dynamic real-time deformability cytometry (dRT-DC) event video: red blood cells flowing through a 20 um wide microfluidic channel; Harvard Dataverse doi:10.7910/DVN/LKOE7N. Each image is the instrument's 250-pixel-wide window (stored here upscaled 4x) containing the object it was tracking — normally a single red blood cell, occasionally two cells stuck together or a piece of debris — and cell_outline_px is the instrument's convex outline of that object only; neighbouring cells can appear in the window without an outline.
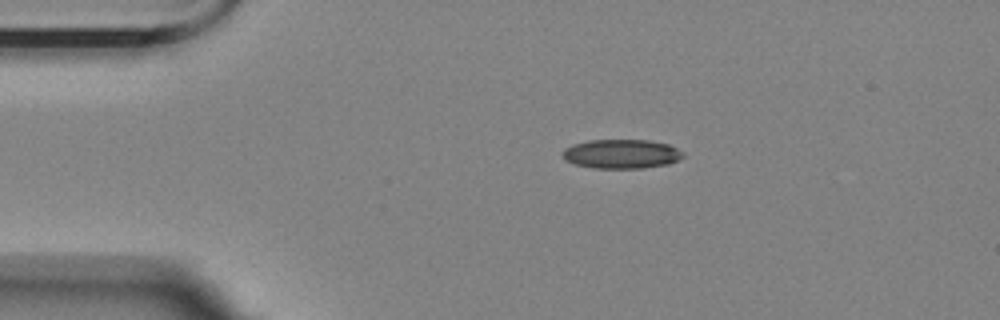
{"species": "Egyptian fruit bat (a non-hibernating species)", "species_latin": "Rousettus aegyptiacus", "temperature_condition": "room temperature", "stored_images_in_passage": 6, "camera_frame_rate_fps": 3000, "um_per_image_px": 0.085, "animal": {"sex": "female"}, "frame": {"image": 1, "passage_image": 1, "time_ms": 0.0, "image_size_px": [1000, 320], "cell_outline_px": [[684, 156], [668, 164], [644, 168], [592, 168], [576, 164], [564, 160], [560, 152], [564, 148], [572, 144], [588, 140], [648, 140], [668, 144], [684, 152]], "centroid_in_image_um": [52.78, 13.08], "position_along_channel_um": 32.2, "area_um2": 20.63}}
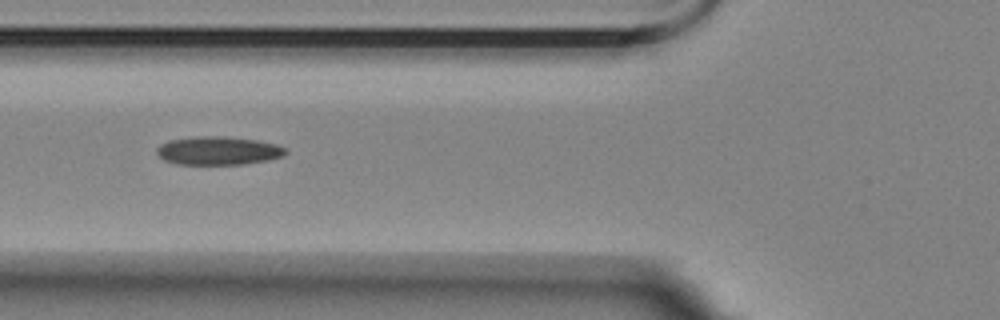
{"frame": {"image": 2, "passage_image": 4, "time_ms": 3.333, "image_size_px": [1000, 320], "cell_outline_px": [[288, 152], [284, 156], [268, 160], [244, 164], [180, 164], [164, 160], [156, 152], [156, 148], [160, 144], [168, 140], [196, 136], [224, 136], [256, 140], [276, 144], [288, 148]], "centroid_in_image_um": [18.58, 12.8], "position_along_channel_um": 107.2, "area_um2": 21.44}}
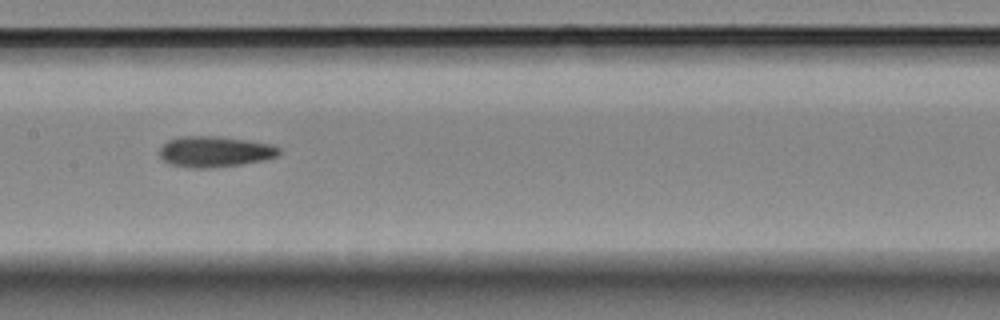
{"frame": {"image": 3, "passage_image": 6, "time_ms": 5.667, "image_size_px": [1000, 320], "cell_outline_px": [[280, 152], [276, 156], [264, 160], [240, 164], [204, 168], [200, 168], [172, 164], [164, 160], [160, 156], [160, 148], [168, 140], [180, 136], [220, 136], [248, 140], [272, 144], [280, 148]], "centroid_in_image_um": [18.28, 12.86], "position_along_channel_um": 189.1, "area_um2": 21.21}}